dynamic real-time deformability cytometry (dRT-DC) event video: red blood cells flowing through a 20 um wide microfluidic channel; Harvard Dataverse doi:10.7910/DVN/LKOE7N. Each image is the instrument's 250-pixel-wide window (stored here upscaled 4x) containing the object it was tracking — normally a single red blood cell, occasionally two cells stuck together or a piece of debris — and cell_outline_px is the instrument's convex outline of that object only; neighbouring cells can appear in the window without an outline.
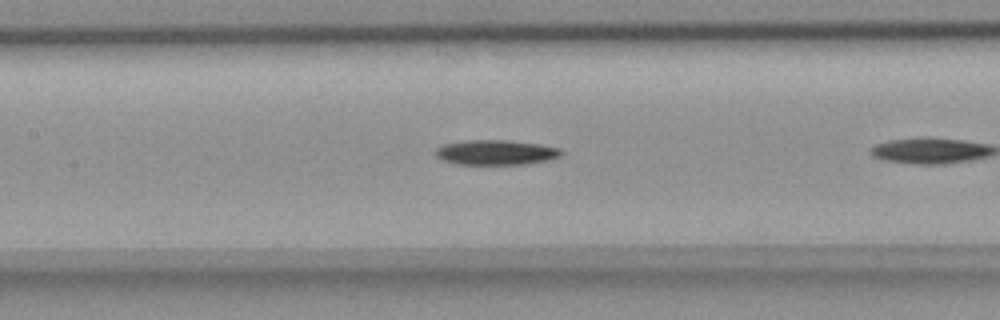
{"species": "common noctule bat (a hibernating species)", "species_latin": "Nyctalus noctula", "temperature_condition": "room temperature", "stored_images_in_passage": 21, "camera_frame_rate_fps": 3000, "um_per_image_px": 0.085, "animal": {"sex": "female", "body_mass_g": 18.4}, "frame": {"image": 1, "passage_image": 10, "time_ms": 3.0, "image_size_px": [1000, 320], "cell_outline_px": [[564, 152], [560, 156], [552, 160], [524, 164], [460, 164], [444, 160], [436, 156], [436, 148], [444, 144], [468, 140], [508, 140], [540, 144], [560, 148]], "centroid_in_image_um": [42.22, 12.95], "position_along_channel_um": 165.2, "area_um2": 18.26}}